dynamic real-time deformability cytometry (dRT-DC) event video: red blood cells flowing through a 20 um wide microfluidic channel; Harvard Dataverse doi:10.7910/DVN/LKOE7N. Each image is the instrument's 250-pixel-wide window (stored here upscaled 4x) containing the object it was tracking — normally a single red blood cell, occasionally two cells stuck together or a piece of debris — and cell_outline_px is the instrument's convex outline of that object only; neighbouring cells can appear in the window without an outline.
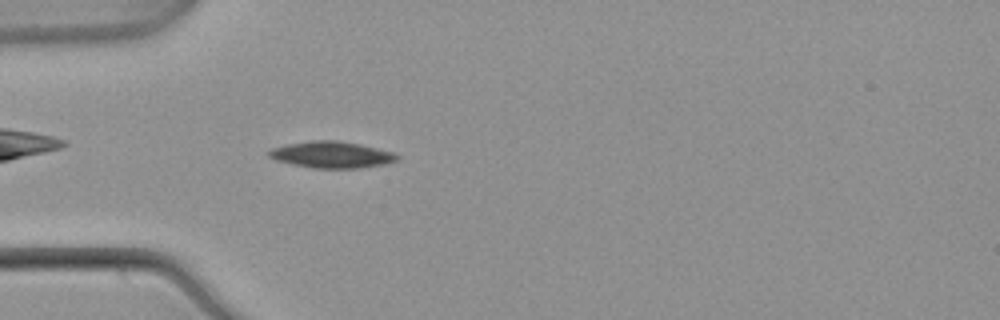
{"species": "common noctule bat (a hibernating species)", "species_latin": "Nyctalus noctula", "temperature_condition": "warm", "stored_images_in_passage": 54, "camera_frame_rate_fps": 3000, "um_per_image_px": 0.085, "animal": {"sex": "male", "body_mass_g": 21.5, "forearm_length_mm": 52.0}, "frame": {"image": 1, "passage_image": 16, "time_ms": 5.0, "image_size_px": [1000, 320], "cell_outline_px": [[400, 156], [396, 160], [384, 164], [360, 168], [312, 168], [292, 164], [276, 160], [268, 156], [268, 152], [272, 148], [288, 144], [312, 140], [336, 140], [360, 144], [392, 152]], "centroid_in_image_um": [28.17, 13.15], "position_along_channel_um": 56.8, "area_um2": 19.65}}
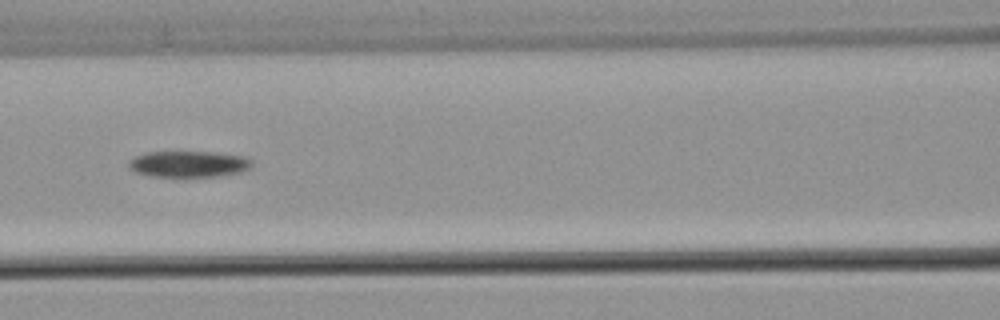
{"frame": {"image": 2, "passage_image": 24, "time_ms": 7.667, "image_size_px": [1000, 320], "cell_outline_px": [[252, 164], [248, 168], [240, 172], [220, 176], [180, 180], [148, 176], [136, 172], [128, 168], [128, 160], [136, 156], [148, 152], [212, 152], [244, 156], [252, 160]], "centroid_in_image_um": [15.98, 14.0], "position_along_channel_um": 150.6, "area_um2": 19.77}}
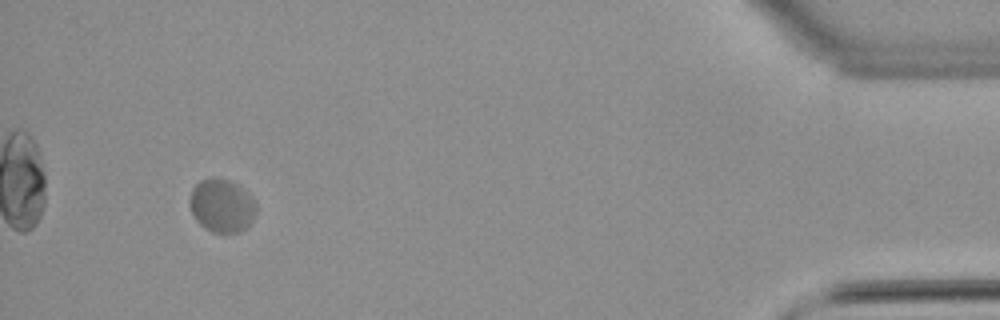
{"frame": {"image": 3, "passage_image": 51, "time_ms": 16.667, "image_size_px": [1000, 320], "cell_outline_px": [[256, 212], [252, 220], [240, 232], [228, 236], [212, 232], [204, 228], [196, 220], [188, 204], [188, 200], [192, 188], [200, 180], [208, 176], [212, 176], [228, 180], [236, 184], [248, 192], [252, 196], [256, 204]], "centroid_in_image_um": [18.83, 17.49], "position_along_channel_um": 416.4, "area_um2": 21.27}, "authors_computed_cell_mechanics": {"area_um2": 19.8543, "velocity_mm_per_s": 3.7431, "shape_relaxation_time_tau1_ms": null, "shape_relaxation_time_tau2_ms": 11.1409, "deformation_change_tau1": null, "deformation_change_tau2": 0.0878}}